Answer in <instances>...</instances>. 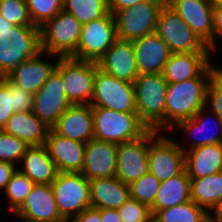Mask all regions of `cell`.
I'll return each instance as SVG.
<instances>
[{
    "mask_svg": "<svg viewBox=\"0 0 222 222\" xmlns=\"http://www.w3.org/2000/svg\"><path fill=\"white\" fill-rule=\"evenodd\" d=\"M218 67L210 65L199 77L168 83L166 91V132L180 121L194 117L206 106L207 85Z\"/></svg>",
    "mask_w": 222,
    "mask_h": 222,
    "instance_id": "6da1fadb",
    "label": "cell"
},
{
    "mask_svg": "<svg viewBox=\"0 0 222 222\" xmlns=\"http://www.w3.org/2000/svg\"><path fill=\"white\" fill-rule=\"evenodd\" d=\"M41 51L40 27L16 26L0 15V77Z\"/></svg>",
    "mask_w": 222,
    "mask_h": 222,
    "instance_id": "7a4b0ae2",
    "label": "cell"
},
{
    "mask_svg": "<svg viewBox=\"0 0 222 222\" xmlns=\"http://www.w3.org/2000/svg\"><path fill=\"white\" fill-rule=\"evenodd\" d=\"M167 85L162 73L138 75L134 81L136 111L148 129L166 131Z\"/></svg>",
    "mask_w": 222,
    "mask_h": 222,
    "instance_id": "3957f363",
    "label": "cell"
},
{
    "mask_svg": "<svg viewBox=\"0 0 222 222\" xmlns=\"http://www.w3.org/2000/svg\"><path fill=\"white\" fill-rule=\"evenodd\" d=\"M94 138L115 144L143 136L149 129L137 112H119L104 107H92Z\"/></svg>",
    "mask_w": 222,
    "mask_h": 222,
    "instance_id": "277c9868",
    "label": "cell"
},
{
    "mask_svg": "<svg viewBox=\"0 0 222 222\" xmlns=\"http://www.w3.org/2000/svg\"><path fill=\"white\" fill-rule=\"evenodd\" d=\"M155 33L171 53L212 52L167 3L159 12Z\"/></svg>",
    "mask_w": 222,
    "mask_h": 222,
    "instance_id": "5b68a950",
    "label": "cell"
},
{
    "mask_svg": "<svg viewBox=\"0 0 222 222\" xmlns=\"http://www.w3.org/2000/svg\"><path fill=\"white\" fill-rule=\"evenodd\" d=\"M82 26L73 15L61 10L40 27L42 51L60 57H71L77 50Z\"/></svg>",
    "mask_w": 222,
    "mask_h": 222,
    "instance_id": "8992f818",
    "label": "cell"
},
{
    "mask_svg": "<svg viewBox=\"0 0 222 222\" xmlns=\"http://www.w3.org/2000/svg\"><path fill=\"white\" fill-rule=\"evenodd\" d=\"M166 0H144L114 14L118 39L133 41L155 32Z\"/></svg>",
    "mask_w": 222,
    "mask_h": 222,
    "instance_id": "52a82bcc",
    "label": "cell"
},
{
    "mask_svg": "<svg viewBox=\"0 0 222 222\" xmlns=\"http://www.w3.org/2000/svg\"><path fill=\"white\" fill-rule=\"evenodd\" d=\"M51 186L62 218L72 219L91 207L90 182L81 172H59Z\"/></svg>",
    "mask_w": 222,
    "mask_h": 222,
    "instance_id": "ba28073f",
    "label": "cell"
},
{
    "mask_svg": "<svg viewBox=\"0 0 222 222\" xmlns=\"http://www.w3.org/2000/svg\"><path fill=\"white\" fill-rule=\"evenodd\" d=\"M118 39L114 15L105 16L83 24L74 59L97 63Z\"/></svg>",
    "mask_w": 222,
    "mask_h": 222,
    "instance_id": "9c48e42d",
    "label": "cell"
},
{
    "mask_svg": "<svg viewBox=\"0 0 222 222\" xmlns=\"http://www.w3.org/2000/svg\"><path fill=\"white\" fill-rule=\"evenodd\" d=\"M56 69L62 74L65 93L72 104H90L96 78V63L60 57Z\"/></svg>",
    "mask_w": 222,
    "mask_h": 222,
    "instance_id": "30bf717a",
    "label": "cell"
},
{
    "mask_svg": "<svg viewBox=\"0 0 222 222\" xmlns=\"http://www.w3.org/2000/svg\"><path fill=\"white\" fill-rule=\"evenodd\" d=\"M90 105L119 112H137L134 83L119 80L103 72L96 63V78Z\"/></svg>",
    "mask_w": 222,
    "mask_h": 222,
    "instance_id": "8fae6325",
    "label": "cell"
},
{
    "mask_svg": "<svg viewBox=\"0 0 222 222\" xmlns=\"http://www.w3.org/2000/svg\"><path fill=\"white\" fill-rule=\"evenodd\" d=\"M159 132L149 143V172L159 181L179 175L185 169V153L178 140Z\"/></svg>",
    "mask_w": 222,
    "mask_h": 222,
    "instance_id": "7c38bea8",
    "label": "cell"
},
{
    "mask_svg": "<svg viewBox=\"0 0 222 222\" xmlns=\"http://www.w3.org/2000/svg\"><path fill=\"white\" fill-rule=\"evenodd\" d=\"M158 131L149 129L143 136L118 144L116 154V177L130 185L149 172L148 149Z\"/></svg>",
    "mask_w": 222,
    "mask_h": 222,
    "instance_id": "4fadbf2b",
    "label": "cell"
},
{
    "mask_svg": "<svg viewBox=\"0 0 222 222\" xmlns=\"http://www.w3.org/2000/svg\"><path fill=\"white\" fill-rule=\"evenodd\" d=\"M71 105L72 103L65 93L62 74L55 69L42 87L34 94L33 113L51 129Z\"/></svg>",
    "mask_w": 222,
    "mask_h": 222,
    "instance_id": "5bb4252c",
    "label": "cell"
},
{
    "mask_svg": "<svg viewBox=\"0 0 222 222\" xmlns=\"http://www.w3.org/2000/svg\"><path fill=\"white\" fill-rule=\"evenodd\" d=\"M206 110V107L201 108L194 117L180 121L172 129V132L174 129H180L182 133L184 132L183 135L188 134L182 138L187 137L191 139V141L189 139L186 140L187 143L190 142L188 146H183L182 142L179 143L184 152L199 146L222 143V120L215 113H209V110ZM211 119L212 121H209ZM198 136L200 137L197 138Z\"/></svg>",
    "mask_w": 222,
    "mask_h": 222,
    "instance_id": "9a60e30c",
    "label": "cell"
},
{
    "mask_svg": "<svg viewBox=\"0 0 222 222\" xmlns=\"http://www.w3.org/2000/svg\"><path fill=\"white\" fill-rule=\"evenodd\" d=\"M213 52V4L211 0H166Z\"/></svg>",
    "mask_w": 222,
    "mask_h": 222,
    "instance_id": "2e32d148",
    "label": "cell"
},
{
    "mask_svg": "<svg viewBox=\"0 0 222 222\" xmlns=\"http://www.w3.org/2000/svg\"><path fill=\"white\" fill-rule=\"evenodd\" d=\"M14 215L21 222H57L63 219L58 212L51 184H34Z\"/></svg>",
    "mask_w": 222,
    "mask_h": 222,
    "instance_id": "e0dca14e",
    "label": "cell"
},
{
    "mask_svg": "<svg viewBox=\"0 0 222 222\" xmlns=\"http://www.w3.org/2000/svg\"><path fill=\"white\" fill-rule=\"evenodd\" d=\"M51 56L57 57L55 63L46 61L48 57L54 58ZM59 58L60 56L41 51L36 57H32L15 67L6 78L14 85L34 95L54 72Z\"/></svg>",
    "mask_w": 222,
    "mask_h": 222,
    "instance_id": "ac0fdd59",
    "label": "cell"
},
{
    "mask_svg": "<svg viewBox=\"0 0 222 222\" xmlns=\"http://www.w3.org/2000/svg\"><path fill=\"white\" fill-rule=\"evenodd\" d=\"M118 144L93 138L85 144L81 173L88 179L116 177Z\"/></svg>",
    "mask_w": 222,
    "mask_h": 222,
    "instance_id": "d6986e66",
    "label": "cell"
},
{
    "mask_svg": "<svg viewBox=\"0 0 222 222\" xmlns=\"http://www.w3.org/2000/svg\"><path fill=\"white\" fill-rule=\"evenodd\" d=\"M94 116L90 104H72L51 128L58 135L86 144L94 138Z\"/></svg>",
    "mask_w": 222,
    "mask_h": 222,
    "instance_id": "ffe728a7",
    "label": "cell"
},
{
    "mask_svg": "<svg viewBox=\"0 0 222 222\" xmlns=\"http://www.w3.org/2000/svg\"><path fill=\"white\" fill-rule=\"evenodd\" d=\"M97 64L103 72L129 83L139 75L132 41L117 39Z\"/></svg>",
    "mask_w": 222,
    "mask_h": 222,
    "instance_id": "44dd1931",
    "label": "cell"
},
{
    "mask_svg": "<svg viewBox=\"0 0 222 222\" xmlns=\"http://www.w3.org/2000/svg\"><path fill=\"white\" fill-rule=\"evenodd\" d=\"M44 145L58 172H81L85 154L84 143L64 138L49 129Z\"/></svg>",
    "mask_w": 222,
    "mask_h": 222,
    "instance_id": "7402d4cb",
    "label": "cell"
},
{
    "mask_svg": "<svg viewBox=\"0 0 222 222\" xmlns=\"http://www.w3.org/2000/svg\"><path fill=\"white\" fill-rule=\"evenodd\" d=\"M132 42L138 74L162 73L172 54L162 39L154 32Z\"/></svg>",
    "mask_w": 222,
    "mask_h": 222,
    "instance_id": "603a6c76",
    "label": "cell"
},
{
    "mask_svg": "<svg viewBox=\"0 0 222 222\" xmlns=\"http://www.w3.org/2000/svg\"><path fill=\"white\" fill-rule=\"evenodd\" d=\"M211 54L213 52L172 53L162 75L167 83L197 78L212 64Z\"/></svg>",
    "mask_w": 222,
    "mask_h": 222,
    "instance_id": "cb8c5ba5",
    "label": "cell"
},
{
    "mask_svg": "<svg viewBox=\"0 0 222 222\" xmlns=\"http://www.w3.org/2000/svg\"><path fill=\"white\" fill-rule=\"evenodd\" d=\"M91 207L119 209L130 198V186L117 177L89 180Z\"/></svg>",
    "mask_w": 222,
    "mask_h": 222,
    "instance_id": "d4e9b609",
    "label": "cell"
},
{
    "mask_svg": "<svg viewBox=\"0 0 222 222\" xmlns=\"http://www.w3.org/2000/svg\"><path fill=\"white\" fill-rule=\"evenodd\" d=\"M185 153V170L190 178L222 172V143L208 144Z\"/></svg>",
    "mask_w": 222,
    "mask_h": 222,
    "instance_id": "484cf974",
    "label": "cell"
},
{
    "mask_svg": "<svg viewBox=\"0 0 222 222\" xmlns=\"http://www.w3.org/2000/svg\"><path fill=\"white\" fill-rule=\"evenodd\" d=\"M20 162L17 169L35 184H52L59 173L45 145L29 146Z\"/></svg>",
    "mask_w": 222,
    "mask_h": 222,
    "instance_id": "4316f807",
    "label": "cell"
},
{
    "mask_svg": "<svg viewBox=\"0 0 222 222\" xmlns=\"http://www.w3.org/2000/svg\"><path fill=\"white\" fill-rule=\"evenodd\" d=\"M3 131L23 140L29 146L44 145L49 128L38 119L33 111L14 112Z\"/></svg>",
    "mask_w": 222,
    "mask_h": 222,
    "instance_id": "83f0119b",
    "label": "cell"
},
{
    "mask_svg": "<svg viewBox=\"0 0 222 222\" xmlns=\"http://www.w3.org/2000/svg\"><path fill=\"white\" fill-rule=\"evenodd\" d=\"M190 182L185 169L179 175L161 181L156 199L150 207L152 215L158 210L190 201Z\"/></svg>",
    "mask_w": 222,
    "mask_h": 222,
    "instance_id": "f1b7e54d",
    "label": "cell"
},
{
    "mask_svg": "<svg viewBox=\"0 0 222 222\" xmlns=\"http://www.w3.org/2000/svg\"><path fill=\"white\" fill-rule=\"evenodd\" d=\"M190 198L209 213L222 199V172L206 177L191 178Z\"/></svg>",
    "mask_w": 222,
    "mask_h": 222,
    "instance_id": "f546056e",
    "label": "cell"
},
{
    "mask_svg": "<svg viewBox=\"0 0 222 222\" xmlns=\"http://www.w3.org/2000/svg\"><path fill=\"white\" fill-rule=\"evenodd\" d=\"M153 222H210V213L192 200L158 210Z\"/></svg>",
    "mask_w": 222,
    "mask_h": 222,
    "instance_id": "4dcf8cb0",
    "label": "cell"
},
{
    "mask_svg": "<svg viewBox=\"0 0 222 222\" xmlns=\"http://www.w3.org/2000/svg\"><path fill=\"white\" fill-rule=\"evenodd\" d=\"M63 10L73 15L82 25L105 16L108 0H62Z\"/></svg>",
    "mask_w": 222,
    "mask_h": 222,
    "instance_id": "1f68e13d",
    "label": "cell"
},
{
    "mask_svg": "<svg viewBox=\"0 0 222 222\" xmlns=\"http://www.w3.org/2000/svg\"><path fill=\"white\" fill-rule=\"evenodd\" d=\"M34 182L19 169L13 173L3 193L7 197L9 210L14 214L25 202L27 195L31 192Z\"/></svg>",
    "mask_w": 222,
    "mask_h": 222,
    "instance_id": "d6a6232c",
    "label": "cell"
},
{
    "mask_svg": "<svg viewBox=\"0 0 222 222\" xmlns=\"http://www.w3.org/2000/svg\"><path fill=\"white\" fill-rule=\"evenodd\" d=\"M161 181L150 172L133 181L130 186V198L151 207L156 199Z\"/></svg>",
    "mask_w": 222,
    "mask_h": 222,
    "instance_id": "836d02e7",
    "label": "cell"
},
{
    "mask_svg": "<svg viewBox=\"0 0 222 222\" xmlns=\"http://www.w3.org/2000/svg\"><path fill=\"white\" fill-rule=\"evenodd\" d=\"M26 3L32 22L38 27L63 10L62 0H26Z\"/></svg>",
    "mask_w": 222,
    "mask_h": 222,
    "instance_id": "e575fe53",
    "label": "cell"
},
{
    "mask_svg": "<svg viewBox=\"0 0 222 222\" xmlns=\"http://www.w3.org/2000/svg\"><path fill=\"white\" fill-rule=\"evenodd\" d=\"M0 15L16 26H36L31 20L26 0H0Z\"/></svg>",
    "mask_w": 222,
    "mask_h": 222,
    "instance_id": "d590c367",
    "label": "cell"
},
{
    "mask_svg": "<svg viewBox=\"0 0 222 222\" xmlns=\"http://www.w3.org/2000/svg\"><path fill=\"white\" fill-rule=\"evenodd\" d=\"M28 147L29 145L23 140L0 130V161L8 162L18 167V163Z\"/></svg>",
    "mask_w": 222,
    "mask_h": 222,
    "instance_id": "8d00e7d4",
    "label": "cell"
},
{
    "mask_svg": "<svg viewBox=\"0 0 222 222\" xmlns=\"http://www.w3.org/2000/svg\"><path fill=\"white\" fill-rule=\"evenodd\" d=\"M118 210L122 222H153L148 205L129 198Z\"/></svg>",
    "mask_w": 222,
    "mask_h": 222,
    "instance_id": "74e56055",
    "label": "cell"
},
{
    "mask_svg": "<svg viewBox=\"0 0 222 222\" xmlns=\"http://www.w3.org/2000/svg\"><path fill=\"white\" fill-rule=\"evenodd\" d=\"M205 107L222 120V75L218 71L207 85Z\"/></svg>",
    "mask_w": 222,
    "mask_h": 222,
    "instance_id": "f35d334b",
    "label": "cell"
},
{
    "mask_svg": "<svg viewBox=\"0 0 222 222\" xmlns=\"http://www.w3.org/2000/svg\"><path fill=\"white\" fill-rule=\"evenodd\" d=\"M10 88L13 95L14 112L33 111L34 95L11 83L6 77H0Z\"/></svg>",
    "mask_w": 222,
    "mask_h": 222,
    "instance_id": "ab89813d",
    "label": "cell"
},
{
    "mask_svg": "<svg viewBox=\"0 0 222 222\" xmlns=\"http://www.w3.org/2000/svg\"><path fill=\"white\" fill-rule=\"evenodd\" d=\"M14 113L13 95L9 86L0 78V130Z\"/></svg>",
    "mask_w": 222,
    "mask_h": 222,
    "instance_id": "60d3db41",
    "label": "cell"
},
{
    "mask_svg": "<svg viewBox=\"0 0 222 222\" xmlns=\"http://www.w3.org/2000/svg\"><path fill=\"white\" fill-rule=\"evenodd\" d=\"M216 38L222 41V6H213V52H218Z\"/></svg>",
    "mask_w": 222,
    "mask_h": 222,
    "instance_id": "b9f144b4",
    "label": "cell"
},
{
    "mask_svg": "<svg viewBox=\"0 0 222 222\" xmlns=\"http://www.w3.org/2000/svg\"><path fill=\"white\" fill-rule=\"evenodd\" d=\"M73 222H102L101 209L93 207L86 208L80 214L72 218Z\"/></svg>",
    "mask_w": 222,
    "mask_h": 222,
    "instance_id": "7bdbcfd3",
    "label": "cell"
},
{
    "mask_svg": "<svg viewBox=\"0 0 222 222\" xmlns=\"http://www.w3.org/2000/svg\"><path fill=\"white\" fill-rule=\"evenodd\" d=\"M17 167L14 164L0 161V190H5Z\"/></svg>",
    "mask_w": 222,
    "mask_h": 222,
    "instance_id": "ee69618b",
    "label": "cell"
},
{
    "mask_svg": "<svg viewBox=\"0 0 222 222\" xmlns=\"http://www.w3.org/2000/svg\"><path fill=\"white\" fill-rule=\"evenodd\" d=\"M144 0H108V10L113 15L122 9L132 7Z\"/></svg>",
    "mask_w": 222,
    "mask_h": 222,
    "instance_id": "f6af8a7d",
    "label": "cell"
},
{
    "mask_svg": "<svg viewBox=\"0 0 222 222\" xmlns=\"http://www.w3.org/2000/svg\"><path fill=\"white\" fill-rule=\"evenodd\" d=\"M102 222H122L118 210L112 208L101 209Z\"/></svg>",
    "mask_w": 222,
    "mask_h": 222,
    "instance_id": "bcb514c9",
    "label": "cell"
},
{
    "mask_svg": "<svg viewBox=\"0 0 222 222\" xmlns=\"http://www.w3.org/2000/svg\"><path fill=\"white\" fill-rule=\"evenodd\" d=\"M210 222H222V199L212 213H210Z\"/></svg>",
    "mask_w": 222,
    "mask_h": 222,
    "instance_id": "7dc6e473",
    "label": "cell"
},
{
    "mask_svg": "<svg viewBox=\"0 0 222 222\" xmlns=\"http://www.w3.org/2000/svg\"><path fill=\"white\" fill-rule=\"evenodd\" d=\"M213 6H222V0H211Z\"/></svg>",
    "mask_w": 222,
    "mask_h": 222,
    "instance_id": "c3c4849f",
    "label": "cell"
},
{
    "mask_svg": "<svg viewBox=\"0 0 222 222\" xmlns=\"http://www.w3.org/2000/svg\"><path fill=\"white\" fill-rule=\"evenodd\" d=\"M57 222H73V220L72 219H65V218H63L62 220L57 221Z\"/></svg>",
    "mask_w": 222,
    "mask_h": 222,
    "instance_id": "681fc988",
    "label": "cell"
},
{
    "mask_svg": "<svg viewBox=\"0 0 222 222\" xmlns=\"http://www.w3.org/2000/svg\"><path fill=\"white\" fill-rule=\"evenodd\" d=\"M218 72L222 75V68L218 67Z\"/></svg>",
    "mask_w": 222,
    "mask_h": 222,
    "instance_id": "f907efd6",
    "label": "cell"
}]
</instances>
